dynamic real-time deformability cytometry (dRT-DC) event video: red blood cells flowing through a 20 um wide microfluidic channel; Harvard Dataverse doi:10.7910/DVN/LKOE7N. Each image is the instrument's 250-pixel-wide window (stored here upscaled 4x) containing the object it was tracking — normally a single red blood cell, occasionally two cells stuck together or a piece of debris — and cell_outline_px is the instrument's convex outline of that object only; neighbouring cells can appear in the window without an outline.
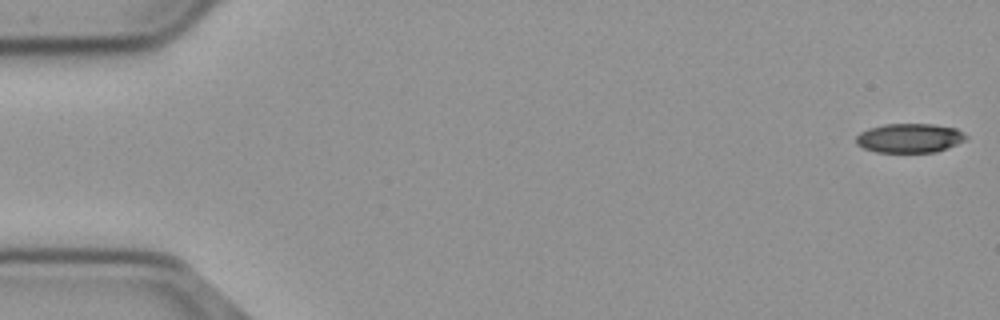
{"species": "common noctule bat (a hibernating species)", "species_latin": "Nyctalus noctula", "temperature_condition": "cold", "stored_images_in_passage": 14, "camera_frame_rate_fps": 3000, "um_per_image_px": 0.085, "animal": {"sex": "male", "body_mass_g": 23.1, "forearm_length_mm": 52.7}, "frame": {"image": 1, "passage_image": 1, "time_ms": 0.0, "image_size_px": [1000, 320], "cell_outline_px": [[968, 136], [964, 140], [956, 144], [936, 152], [876, 152], [864, 148], [856, 144], [856, 136], [860, 132], [868, 128], [884, 124], [932, 124], [956, 128], [964, 132]], "centroid_in_image_um": [77.3, 11.73], "position_along_channel_um": 7.7, "area_um2": 18.73}}
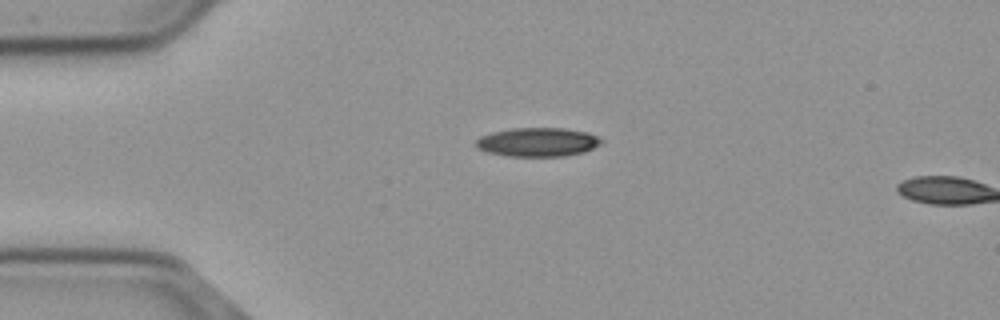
{"frame": {"image": 2, "passage_image": 13, "time_ms": 4.0, "image_size_px": [1000, 320], "cell_outline_px": [[604, 140], [600, 144], [584, 152], [564, 156], [508, 156], [488, 152], [476, 148], [476, 140], [480, 136], [492, 132], [512, 128], [564, 128], [584, 132], [596, 136]], "centroid_in_image_um": [45.68, 12.08], "position_along_channel_um": 39.3, "area_um2": 20.98}}